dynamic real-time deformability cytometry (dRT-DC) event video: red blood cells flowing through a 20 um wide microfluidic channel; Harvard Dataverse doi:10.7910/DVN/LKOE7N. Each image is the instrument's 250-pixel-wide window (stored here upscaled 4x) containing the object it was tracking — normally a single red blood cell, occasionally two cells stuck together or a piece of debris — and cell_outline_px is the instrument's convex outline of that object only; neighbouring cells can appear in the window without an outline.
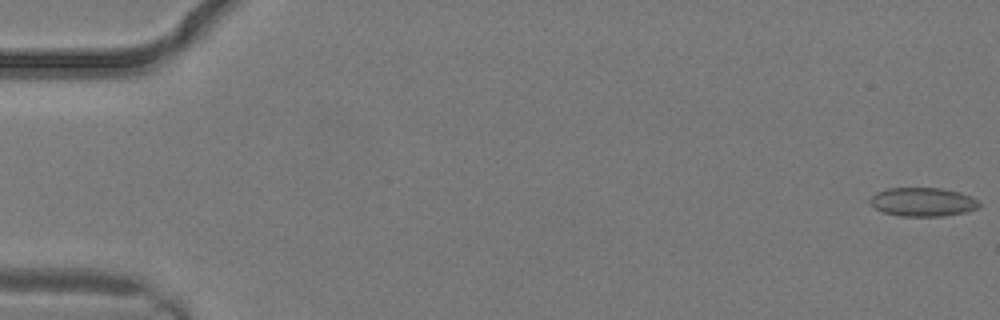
{"species": "common noctule bat (a hibernating species)", "species_latin": "Nyctalus noctula", "temperature_condition": "warm", "stored_images_in_passage": 4, "camera_frame_rate_fps": 3000, "um_per_image_px": 0.085, "animal": {"sex": "male", "body_mass_g": 19.2, "forearm_length_mm": 51.8}, "frame": {"image": 1, "passage_image": 1, "time_ms": 0.0, "image_size_px": [1000, 320], "cell_outline_px": [[980, 208], [964, 212], [944, 216], [900, 216], [884, 212], [876, 208], [868, 200], [876, 192], [888, 188], [944, 188], [960, 192], [972, 196], [980, 200]], "centroid_in_image_um": [78.49, 17.16], "position_along_channel_um": 6.5, "area_um2": 18.44}}
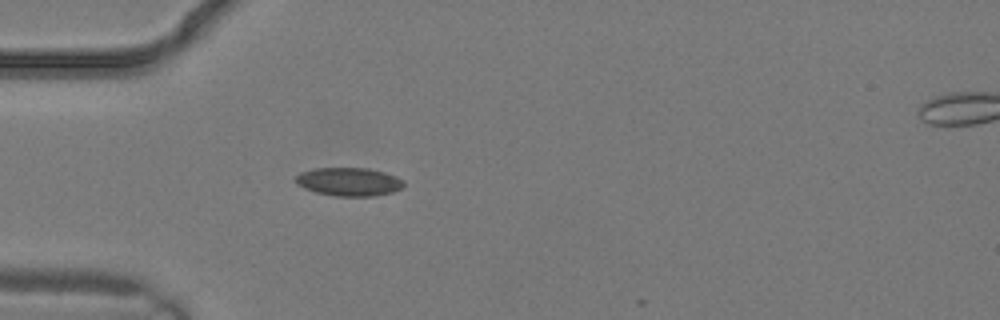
{"frame": {"image": 2, "passage_image": 3, "time_ms": 0.667, "image_size_px": [1000, 320], "cell_outline_px": [[404, 184], [400, 188], [392, 192], [372, 196], [336, 196], [316, 192], [304, 188], [296, 184], [296, 176], [300, 172], [316, 168], [368, 168], [384, 172], [396, 176], [404, 180]], "centroid_in_image_um": [29.65, 15.44], "position_along_channel_um": 55.3, "area_um2": 17.8}}